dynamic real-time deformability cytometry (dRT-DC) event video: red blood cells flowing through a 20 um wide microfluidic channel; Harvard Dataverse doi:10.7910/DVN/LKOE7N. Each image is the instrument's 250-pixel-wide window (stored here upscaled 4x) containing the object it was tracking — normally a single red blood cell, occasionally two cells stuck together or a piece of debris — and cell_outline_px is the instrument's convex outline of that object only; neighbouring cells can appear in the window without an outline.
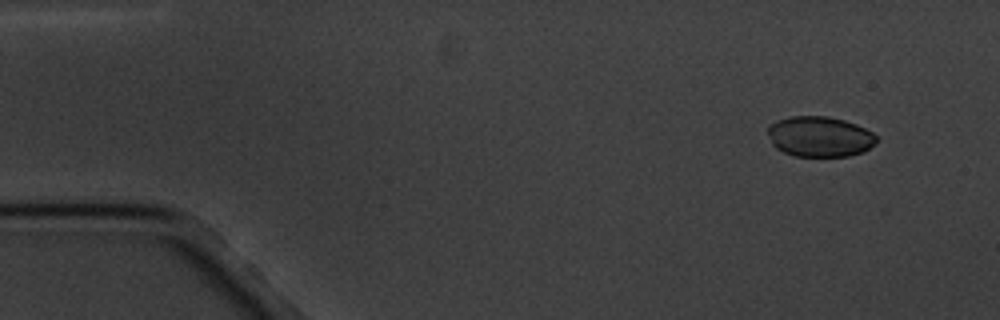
{"species": "common noctule bat (a hibernating species)", "species_latin": "Nyctalus noctula", "temperature_condition": "cold", "stored_images_in_passage": 4, "camera_frame_rate_fps": 3000, "um_per_image_px": 0.085, "animal": {"sex": "male", "body_mass_g": 20.1, "forearm_length_mm": 53.5}, "frame": {"image": 1, "passage_image": 1, "time_ms": 0.0, "image_size_px": [1000, 320], "cell_outline_px": [[880, 140], [864, 152], [848, 156], [796, 156], [784, 152], [776, 148], [772, 144], [768, 132], [768, 128], [776, 120], [792, 116], [828, 116], [844, 120], [856, 124], [872, 132]], "centroid_in_image_um": [69.7, 11.61], "position_along_channel_um": 15.3, "area_um2": 25.66}}